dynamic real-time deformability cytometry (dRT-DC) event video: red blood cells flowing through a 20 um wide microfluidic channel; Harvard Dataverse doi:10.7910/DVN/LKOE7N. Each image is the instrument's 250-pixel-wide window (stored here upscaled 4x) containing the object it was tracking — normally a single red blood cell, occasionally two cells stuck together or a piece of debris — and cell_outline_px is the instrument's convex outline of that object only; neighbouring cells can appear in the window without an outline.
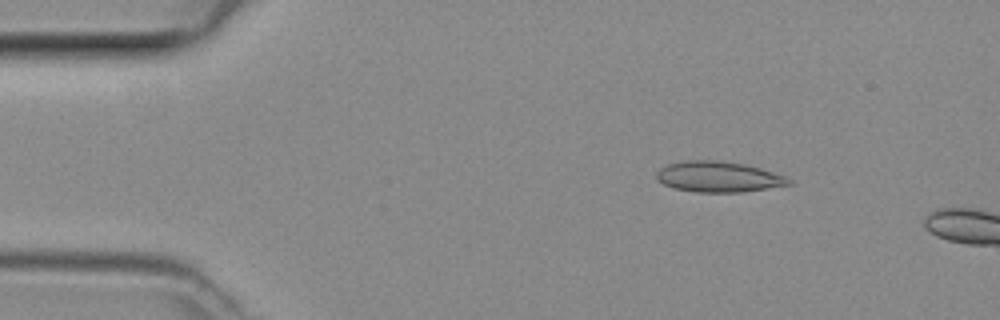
{"species": "common noctule bat (a hibernating species)", "species_latin": "Nyctalus noctula", "temperature_condition": "room temperature", "stored_images_in_passage": 9, "camera_frame_rate_fps": 3000, "um_per_image_px": 0.085, "animal": {"sex": "female", "body_mass_g": 29.2, "forearm_length_mm": 56.3}, "frame": {"image": 1, "passage_image": 7, "time_ms": 2.0, "image_size_px": [1000, 320], "cell_outline_px": [[792, 184], [740, 192], [696, 192], [672, 188], [656, 180], [656, 172], [660, 168], [668, 164], [684, 160], [716, 160], [744, 164], [760, 168], [784, 176], [792, 180]], "centroid_in_image_um": [61.01, 15.02], "position_along_channel_um": 24.0, "area_um2": 23.58}}